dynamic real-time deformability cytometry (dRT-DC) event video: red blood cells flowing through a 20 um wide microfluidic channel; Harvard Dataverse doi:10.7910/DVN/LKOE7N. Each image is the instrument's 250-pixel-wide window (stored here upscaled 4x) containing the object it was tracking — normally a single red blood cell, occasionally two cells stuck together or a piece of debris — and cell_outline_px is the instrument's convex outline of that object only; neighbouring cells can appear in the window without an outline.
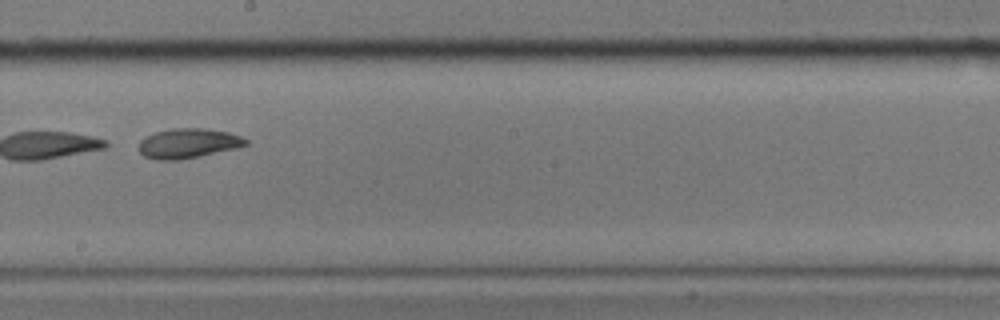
{"species": "common noctule bat (a hibernating species)", "species_latin": "Nyctalus noctula", "temperature_condition": "cold", "stored_images_in_passage": 9, "camera_frame_rate_fps": 3000, "um_per_image_px": 0.085, "animal": {"sex": "male", "body_mass_g": 17.9}, "frame": {"image": 1, "passage_image": 7, "time_ms": 2.0, "image_size_px": [1000, 320], "cell_outline_px": [[248, 144], [240, 148], [180, 160], [156, 160], [144, 156], [140, 152], [140, 140], [144, 136], [156, 132], [172, 128], [208, 128], [228, 132], [240, 136], [248, 140]], "centroid_in_image_um": [16.02, 12.18], "position_along_channel_um": 232.2, "area_um2": 18.79}}
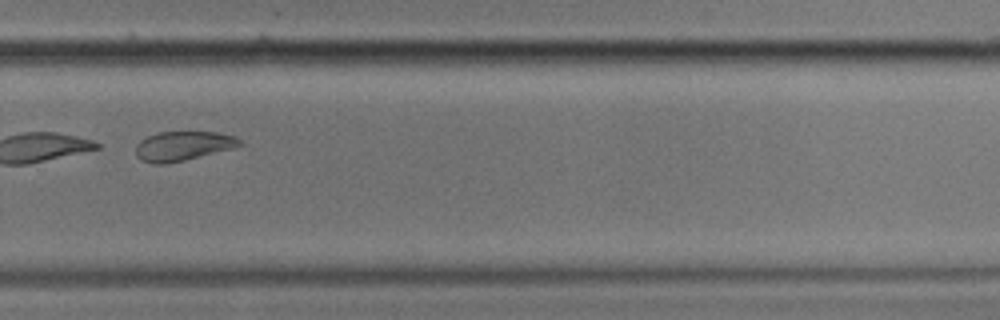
{"frame": {"image": 2, "passage_image": 9, "time_ms": 2.667, "image_size_px": [1000, 320], "cell_outline_px": [[244, 144], [236, 148], [184, 160], [164, 164], [152, 164], [140, 160], [136, 156], [136, 144], [140, 140], [156, 132], [216, 132], [236, 136]], "centroid_in_image_um": [15.56, 12.41], "position_along_channel_um": 314.2, "area_um2": 18.03}}